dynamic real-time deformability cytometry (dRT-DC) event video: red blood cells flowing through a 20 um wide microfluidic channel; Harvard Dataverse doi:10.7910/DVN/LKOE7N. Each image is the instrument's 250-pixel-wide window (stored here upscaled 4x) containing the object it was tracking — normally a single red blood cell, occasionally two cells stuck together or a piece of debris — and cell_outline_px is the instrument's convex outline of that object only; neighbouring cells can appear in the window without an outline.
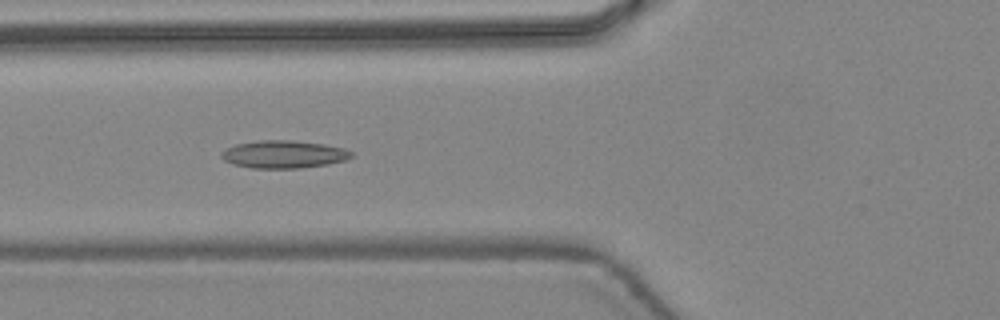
{"species": "common noctule bat (a hibernating species)", "species_latin": "Nyctalus noctula", "temperature_condition": "warm", "stored_images_in_passage": 46, "camera_frame_rate_fps": 3000, "um_per_image_px": 0.085, "animal": {"sex": "female", "body_mass_g": 24.6, "forearm_length_mm": 56.2}, "frame": {"image": 1, "passage_image": 18, "time_ms": 5.667, "image_size_px": [1000, 320], "cell_outline_px": [[352, 156], [344, 160], [328, 164], [300, 168], [252, 168], [232, 164], [224, 160], [220, 156], [220, 152], [236, 144], [260, 140], [292, 140], [324, 144], [344, 148], [352, 152]], "centroid_in_image_um": [24.09, 13.11], "position_along_channel_um": 101.7, "area_um2": 20.92}}
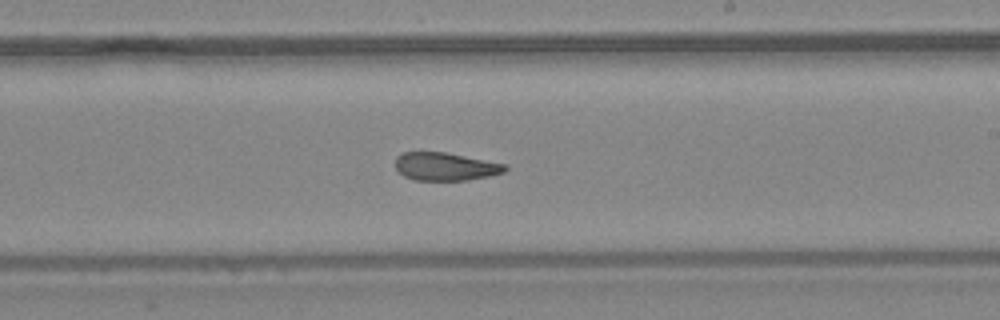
{"frame": {"image": 2, "passage_image": 28, "time_ms": 9.0, "image_size_px": [1000, 320], "cell_outline_px": [[508, 168], [504, 172], [492, 176], [468, 180], [412, 180], [404, 176], [396, 168], [396, 156], [404, 152], [444, 152], [508, 164]], "centroid_in_image_um": [37.89, 14.16], "position_along_channel_um": 251.1, "area_um2": 18.03}}
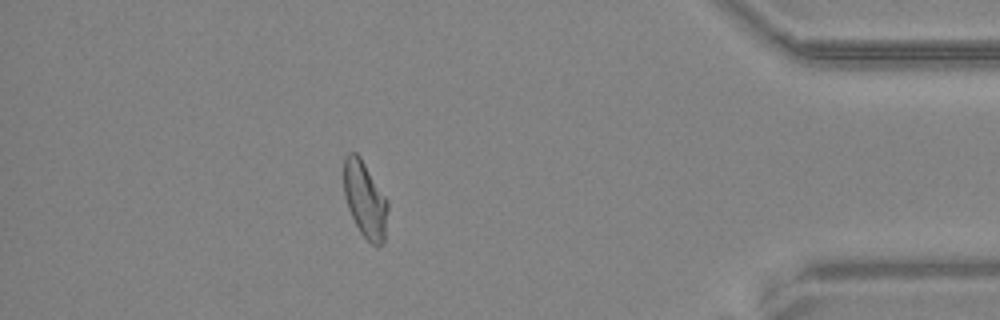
{"frame": {"image": 3, "passage_image": 41, "time_ms": 13.333, "image_size_px": [1000, 320], "cell_outline_px": [[388, 208], [384, 244], [376, 248], [360, 232], [348, 208], [344, 196], [344, 156], [348, 152], [356, 152], [360, 156], [388, 200]], "centroid_in_image_um": [31.03, 16.97], "position_along_channel_um": 404.2, "area_um2": 19.71}, "authors_computed_cell_mechanics": {"area_um2": 19.9121, "velocity_mm_per_s": 4.4723, "shape_relaxation_time_tau1_ms": null, "shape_relaxation_time_tau2_ms": 2.3465, "deformation_change_tau1": null, "deformation_change_tau2": 0.101}}